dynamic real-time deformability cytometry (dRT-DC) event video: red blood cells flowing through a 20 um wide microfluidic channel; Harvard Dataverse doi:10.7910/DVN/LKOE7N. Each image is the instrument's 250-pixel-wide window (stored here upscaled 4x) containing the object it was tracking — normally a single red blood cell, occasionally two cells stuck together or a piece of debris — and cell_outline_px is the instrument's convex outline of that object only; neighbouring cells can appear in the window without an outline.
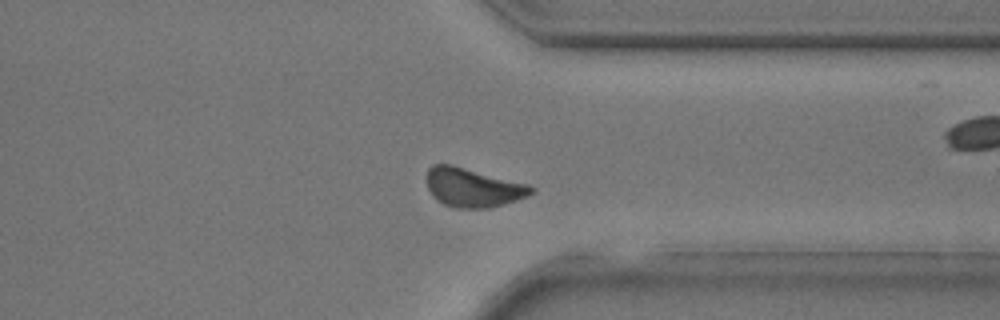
{"species": "common noctule bat (a hibernating species)", "species_latin": "Nyctalus noctula", "temperature_condition": "room temperature", "stored_images_in_passage": 33, "camera_frame_rate_fps": 3000, "um_per_image_px": 0.085, "animal": {"sex": "male", "body_mass_g": 17.9, "forearm_length_mm": 54.2}, "frame": {"image": 1, "passage_image": 24, "time_ms": 7.667, "image_size_px": [1000, 320], "cell_outline_px": [[536, 192], [528, 196], [504, 204], [488, 208], [452, 208], [436, 200], [432, 196], [428, 188], [428, 168], [432, 164], [452, 164], [528, 184], [536, 188]], "centroid_in_image_um": [40.22, 15.94], "position_along_channel_um": 371.2, "area_um2": 23.87}}
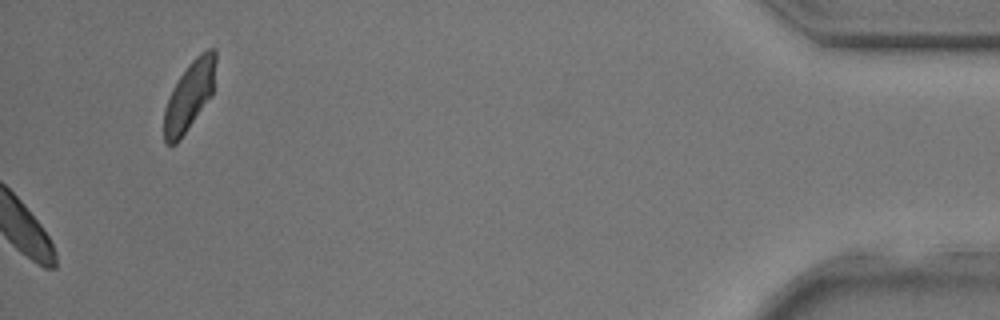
{"frame": {"image": 2, "passage_image": 33, "time_ms": 10.667, "image_size_px": [1000, 320], "cell_outline_px": [[216, 60], [212, 96], [180, 140], [176, 144], [168, 144], [164, 140], [164, 108], [172, 88], [188, 64], [200, 52], [208, 48], [212, 48], [216, 52]], "centroid_in_image_um": [16.1, 8.13], "position_along_channel_um": 419.1, "area_um2": 20.87}}